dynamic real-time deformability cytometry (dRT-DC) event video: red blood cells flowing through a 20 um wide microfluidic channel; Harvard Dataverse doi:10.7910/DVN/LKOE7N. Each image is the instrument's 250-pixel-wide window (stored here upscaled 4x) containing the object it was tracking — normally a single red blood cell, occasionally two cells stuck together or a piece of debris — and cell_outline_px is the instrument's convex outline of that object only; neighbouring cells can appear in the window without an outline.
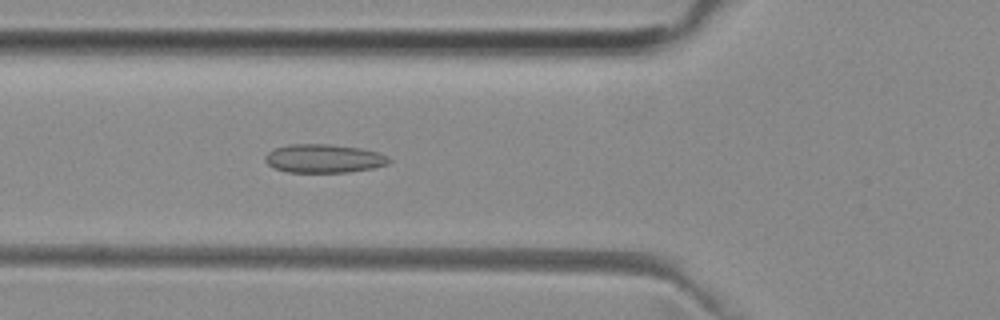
{"species": "common noctule bat (a hibernating species)", "species_latin": "Nyctalus noctula", "temperature_condition": "room temperature", "stored_images_in_passage": 48, "camera_frame_rate_fps": 3000, "um_per_image_px": 0.085, "animal": {"sex": "female", "body_mass_g": 29.2, "forearm_length_mm": 56.3}, "frame": {"image": 1, "passage_image": 19, "time_ms": 6.0, "image_size_px": [1000, 320], "cell_outline_px": [[392, 160], [388, 164], [372, 168], [348, 172], [288, 172], [272, 168], [264, 160], [264, 156], [272, 148], [288, 144], [328, 144], [360, 148], [376, 152], [388, 156]], "centroid_in_image_um": [27.48, 13.47], "position_along_channel_um": 98.3, "area_um2": 20.75}}
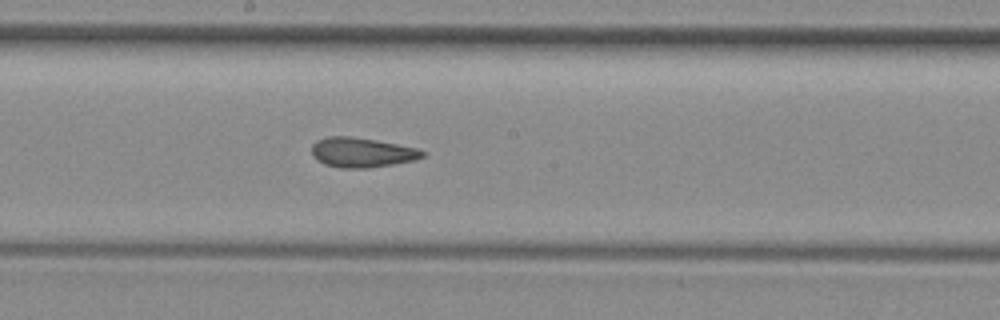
{"frame": {"image": 2, "passage_image": 28, "time_ms": 9.0, "image_size_px": [1000, 320], "cell_outline_px": [[424, 156], [416, 160], [368, 168], [340, 168], [324, 164], [316, 160], [312, 156], [312, 144], [316, 140], [328, 136], [352, 136], [376, 140], [420, 148], [424, 152]], "centroid_in_image_um": [30.74, 12.95], "position_along_channel_um": 217.5, "area_um2": 19.42}}
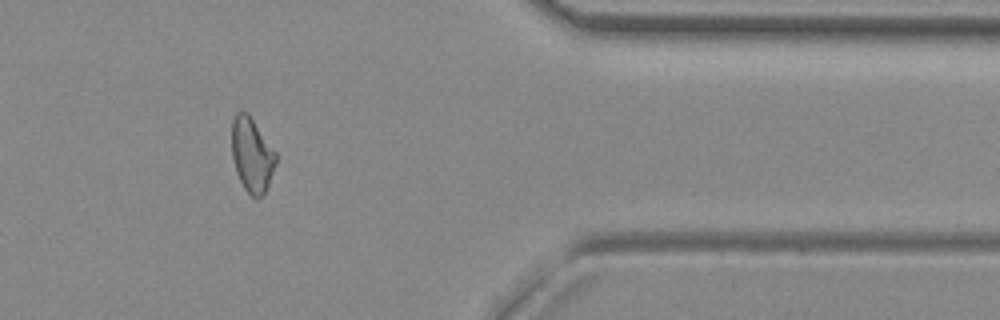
{"frame": {"image": 3, "passage_image": 43, "time_ms": 14.0, "image_size_px": [1000, 320], "cell_outline_px": [[276, 164], [268, 184], [264, 192], [256, 200], [244, 188], [236, 172], [232, 156], [232, 120], [236, 112], [248, 112], [276, 152]], "centroid_in_image_um": [21.4, 13.15], "position_along_channel_um": 390.0, "area_um2": 19.02}, "authors_computed_cell_mechanics": {"area_um2": 19.4786, "velocity_mm_per_s": 3.9591, "shape_relaxation_time_tau1_ms": null, "shape_relaxation_time_tau2_ms": 1.8718, "deformation_change_tau1": null, "deformation_change_tau2": 0.0999}}